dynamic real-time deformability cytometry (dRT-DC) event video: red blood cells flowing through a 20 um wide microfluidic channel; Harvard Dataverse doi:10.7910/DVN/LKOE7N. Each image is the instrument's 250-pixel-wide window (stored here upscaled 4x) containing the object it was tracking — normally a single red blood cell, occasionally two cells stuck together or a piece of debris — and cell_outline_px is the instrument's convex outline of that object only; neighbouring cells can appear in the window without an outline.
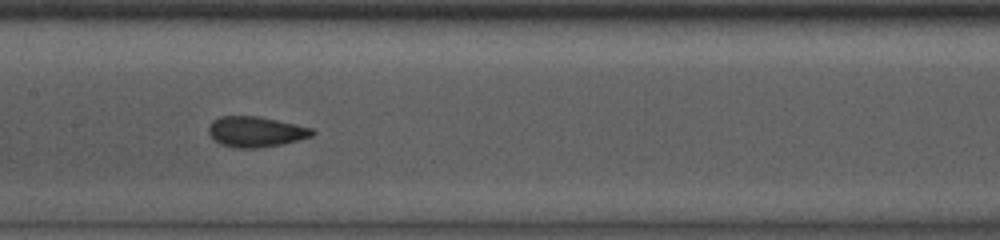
{"species": "common noctule bat (a hibernating species)", "species_latin": "Nyctalus noctula", "temperature_condition": "room temperature", "stored_images_in_passage": 21, "camera_frame_rate_fps": 3000, "um_per_image_px": 0.085, "animal": {"sex": "male", "body_mass_g": 13.0, "forearm_length_mm": 53.1}, "frame": {"image": 1, "passage_image": 12, "time_ms": 3.667, "image_size_px": [1000, 240], "cell_outline_px": [[316, 132], [312, 136], [300, 140], [280, 144], [256, 148], [236, 148], [220, 144], [208, 132], [208, 128], [212, 120], [220, 116], [256, 116], [276, 120], [312, 128]], "centroid_in_image_um": [21.73, 11.2], "position_along_channel_um": 185.7, "area_um2": 18.26}}
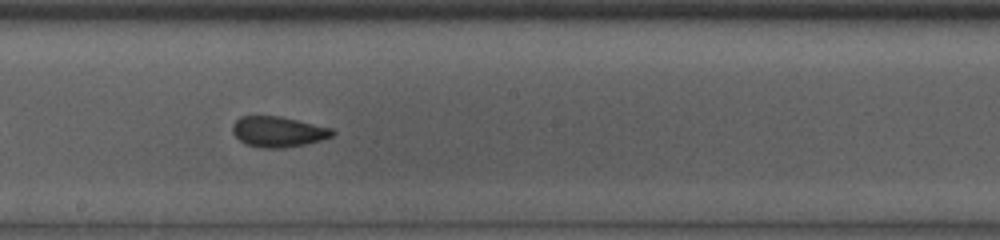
{"frame": {"image": 2, "passage_image": 15, "time_ms": 4.667, "image_size_px": [1000, 240], "cell_outline_px": [[336, 132], [332, 136], [320, 140], [304, 144], [284, 148], [264, 148], [244, 144], [232, 132], [232, 124], [240, 116], [280, 116], [332, 128]], "centroid_in_image_um": [23.62, 11.19], "position_along_channel_um": 224.6, "area_um2": 17.74}}